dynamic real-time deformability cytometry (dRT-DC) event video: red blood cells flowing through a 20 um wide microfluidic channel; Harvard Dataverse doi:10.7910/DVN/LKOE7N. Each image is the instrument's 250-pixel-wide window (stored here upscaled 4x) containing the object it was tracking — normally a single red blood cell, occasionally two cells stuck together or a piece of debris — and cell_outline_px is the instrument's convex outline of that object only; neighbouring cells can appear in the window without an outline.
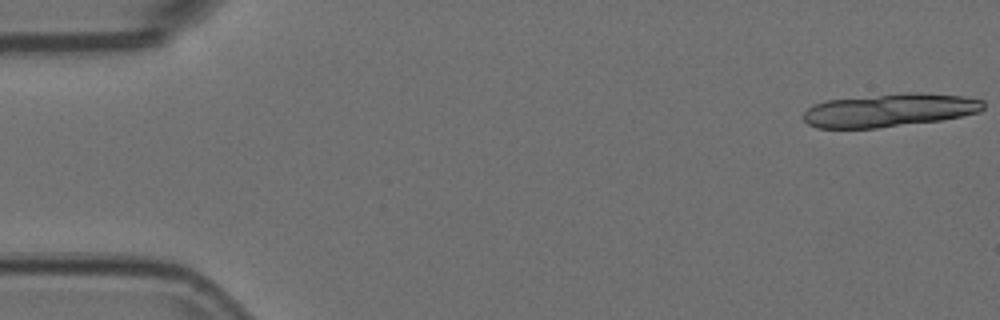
{"species": "Egyptian fruit bat (a non-hibernating species)", "species_latin": "Rousettus aegyptiacus", "temperature_condition": "room temperature", "stored_images_in_passage": 18, "camera_frame_rate_fps": 3000, "um_per_image_px": 0.085, "animal": {"sex": "female"}, "frame": {"image": 1, "passage_image": 1, "time_ms": 0.0, "image_size_px": [1000, 320], "cell_outline_px": [[984, 108], [980, 112], [940, 120], [876, 128], [816, 128], [808, 124], [804, 120], [804, 112], [812, 104], [824, 100], [908, 92], [916, 92], [964, 96], [984, 100]], "centroid_in_image_um": [75.59, 9.36], "position_along_channel_um": 9.4, "area_um2": 34.91}}